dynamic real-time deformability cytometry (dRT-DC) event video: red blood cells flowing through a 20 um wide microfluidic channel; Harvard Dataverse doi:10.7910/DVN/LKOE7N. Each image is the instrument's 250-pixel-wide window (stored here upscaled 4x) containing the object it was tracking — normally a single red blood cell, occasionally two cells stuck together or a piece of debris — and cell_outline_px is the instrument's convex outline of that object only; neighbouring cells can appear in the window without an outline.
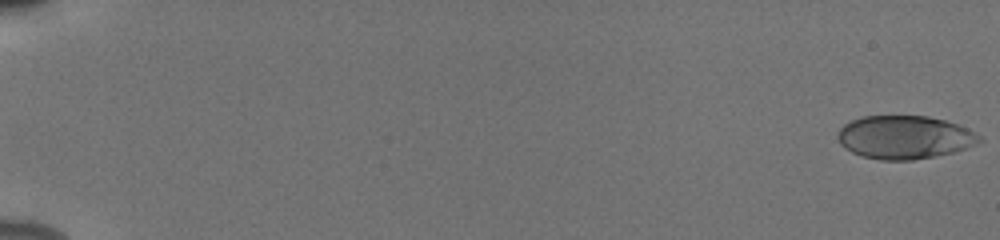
{"species": "human", "species_latin": "Homo sapiens", "temperature_condition": "cold", "stored_images_in_passage": 55, "camera_frame_rate_fps": 3000, "um_per_image_px": 0.085, "donor": {"sex": "male"}, "frame": {"image": 1, "passage_image": 1, "time_ms": 0.0, "image_size_px": [1000, 240], "cell_outline_px": [[984, 140], [964, 148], [952, 152], [912, 160], [880, 160], [864, 156], [852, 152], [844, 148], [840, 144], [836, 136], [836, 132], [844, 124], [852, 120], [864, 116], [928, 116], [944, 120], [968, 128], [980, 136]], "centroid_in_image_um": [76.84, 11.66], "position_along_channel_um": 8.2, "area_um2": 35.55}}
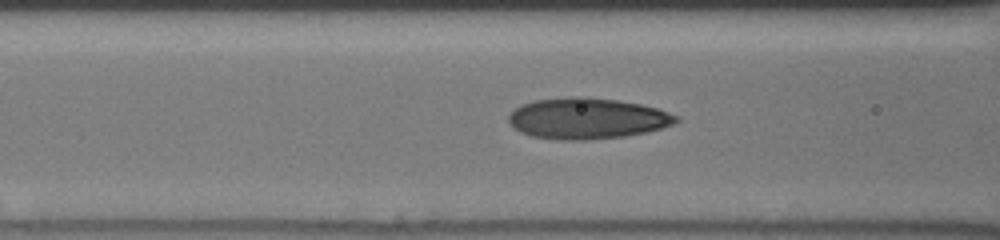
{"frame": {"image": 2, "passage_image": 25, "time_ms": 8.0, "image_size_px": [1000, 240], "cell_outline_px": [[680, 120], [676, 124], [648, 132], [624, 136], [584, 140], [564, 140], [532, 136], [520, 132], [512, 128], [508, 120], [508, 116], [520, 104], [536, 100], [568, 96], [584, 96], [616, 100], [640, 104], [656, 108], [680, 116]], "centroid_in_image_um": [49.92, 10.06], "position_along_channel_um": 116.7, "area_um2": 40.29}}
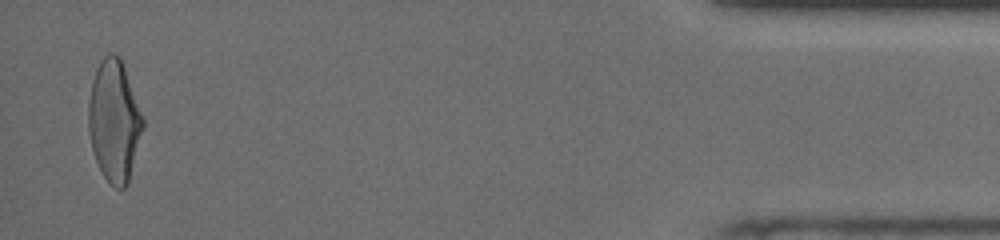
{"frame": {"image": 3, "passage_image": 54, "time_ms": 17.667, "image_size_px": [1000, 240], "cell_outline_px": [[144, 128], [128, 184], [124, 188], [116, 188], [104, 176], [96, 160], [92, 148], [88, 128], [88, 104], [92, 80], [96, 68], [100, 60], [108, 52], [112, 52], [120, 56], [144, 116]], "centroid_in_image_um": [9.72, 10.24], "position_along_channel_um": 425.5, "area_um2": 38.78}, "authors_computed_cell_mechanics": {"area_um2": 37.3388, "velocity_mm_per_s": 3.8997, "shape_relaxation_time_tau1_ms": 3.7835, "shape_relaxation_time_tau2_ms": 0.9159, "deformation_change_tau1": 0.1715, "deformation_change_tau2": 0.0738}}